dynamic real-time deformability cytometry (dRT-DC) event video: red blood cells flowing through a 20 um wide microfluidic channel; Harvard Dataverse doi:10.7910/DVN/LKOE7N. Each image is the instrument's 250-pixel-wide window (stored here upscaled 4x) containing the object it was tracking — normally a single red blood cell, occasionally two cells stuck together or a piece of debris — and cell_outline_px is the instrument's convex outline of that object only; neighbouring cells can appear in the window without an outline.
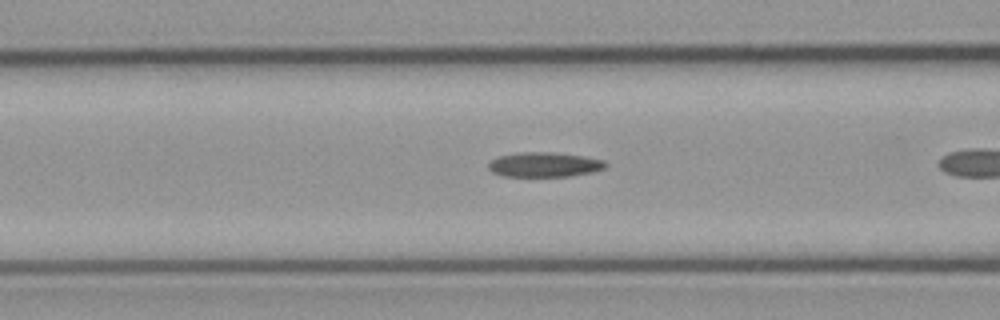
{"species": "common noctule bat (a hibernating species)", "species_latin": "Nyctalus noctula", "temperature_condition": "cold", "stored_images_in_passage": 9, "camera_frame_rate_fps": 3000, "um_per_image_px": 0.085, "animal": {"sex": "male", "body_mass_g": 23.1, "forearm_length_mm": 52.7}, "frame": {"image": 1, "passage_image": 8, "time_ms": 2.333, "image_size_px": [1000, 320], "cell_outline_px": [[608, 164], [604, 168], [592, 172], [568, 176], [504, 176], [492, 172], [488, 168], [488, 164], [492, 160], [500, 156], [516, 152], [552, 152], [584, 156], [604, 160]], "centroid_in_image_um": [46.27, 13.98], "position_along_channel_um": 120.3, "area_um2": 16.82}}